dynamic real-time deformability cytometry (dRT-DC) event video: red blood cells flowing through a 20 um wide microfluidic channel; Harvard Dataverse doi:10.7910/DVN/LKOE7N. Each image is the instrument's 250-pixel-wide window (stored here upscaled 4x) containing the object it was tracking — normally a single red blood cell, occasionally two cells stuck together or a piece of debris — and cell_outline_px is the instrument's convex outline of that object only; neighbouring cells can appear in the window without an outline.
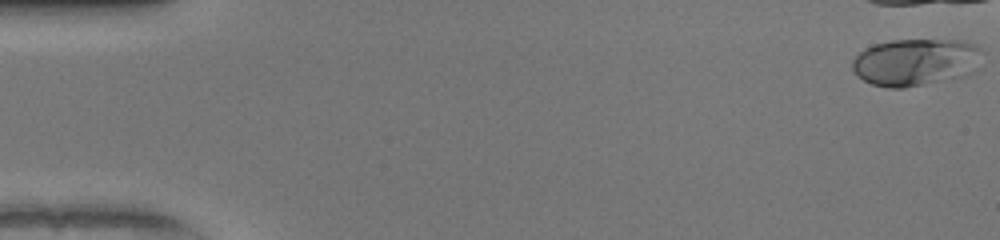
{"species": "human", "species_latin": "Homo sapiens", "temperature_condition": "warm", "stored_images_in_passage": 9, "camera_frame_rate_fps": 3000, "um_per_image_px": 0.085, "donor": {"sex": "female"}, "frame": {"image": 1, "passage_image": 1, "time_ms": 0.0, "image_size_px": [1000, 240], "cell_outline_px": [[984, 52], [976, 68], [968, 76], [904, 88], [888, 88], [872, 84], [856, 76], [852, 68], [852, 60], [864, 48], [876, 44], [892, 40], [956, 40], [976, 44]], "centroid_in_image_um": [77.85, 5.29], "position_along_channel_um": 7.2, "area_um2": 36.13}}